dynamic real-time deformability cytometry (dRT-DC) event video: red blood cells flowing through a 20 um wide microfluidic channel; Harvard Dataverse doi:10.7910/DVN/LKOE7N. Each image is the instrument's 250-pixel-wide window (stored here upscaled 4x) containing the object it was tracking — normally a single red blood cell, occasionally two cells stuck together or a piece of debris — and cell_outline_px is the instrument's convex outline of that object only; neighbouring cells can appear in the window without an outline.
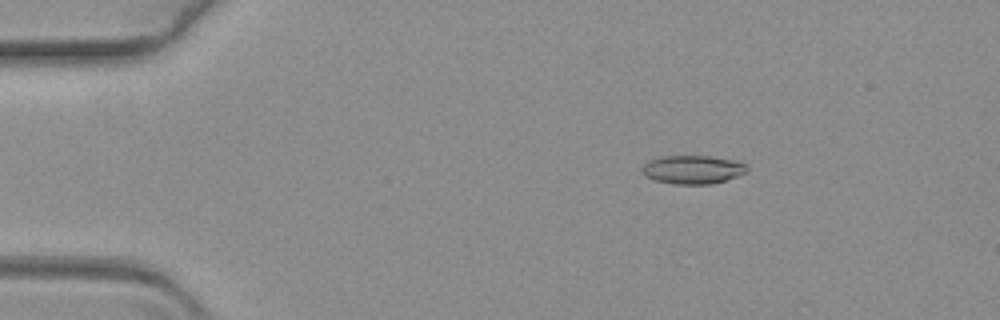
{"species": "common noctule bat (a hibernating species)", "species_latin": "Nyctalus noctula", "temperature_condition": "warm", "stored_images_in_passage": 23, "camera_frame_rate_fps": 3000, "um_per_image_px": 0.085, "animal": {"sex": "female", "body_mass_g": 19.3, "forearm_length_mm": 54.1}, "frame": {"image": 1, "passage_image": 11, "time_ms": 3.333, "image_size_px": [1000, 320], "cell_outline_px": [[748, 172], [724, 180], [708, 184], [676, 184], [656, 180], [644, 176], [644, 164], [648, 160], [664, 156], [708, 156], [732, 160], [744, 164], [748, 168]], "centroid_in_image_um": [58.87, 14.41], "position_along_channel_um": 26.1, "area_um2": 17.05}}
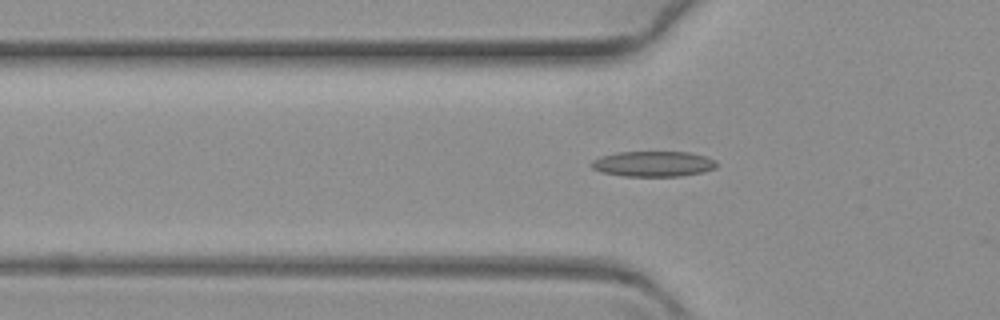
{"frame": {"image": 2, "passage_image": 22, "time_ms": 7.0, "image_size_px": [1000, 320], "cell_outline_px": [[716, 168], [700, 172], [680, 176], [624, 176], [600, 172], [592, 168], [592, 160], [600, 156], [616, 152], [688, 152], [704, 156], [716, 160]], "centroid_in_image_um": [55.49, 13.92], "position_along_channel_um": 70.3, "area_um2": 18.5}}